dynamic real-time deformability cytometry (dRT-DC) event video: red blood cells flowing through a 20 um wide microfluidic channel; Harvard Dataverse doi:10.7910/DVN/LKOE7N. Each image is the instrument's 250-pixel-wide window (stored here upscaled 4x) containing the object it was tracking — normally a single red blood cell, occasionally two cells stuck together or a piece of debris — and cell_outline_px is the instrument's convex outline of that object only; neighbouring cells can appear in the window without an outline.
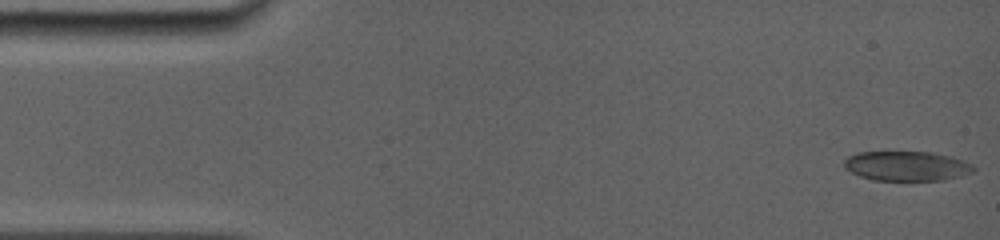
{"species": "common noctule bat (a hibernating species)", "species_latin": "Nyctalus noctula", "temperature_condition": "room temperature", "stored_images_in_passage": 40, "camera_frame_rate_fps": 5000, "um_per_image_px": 0.085, "animal": {"sex": "female", "body_mass_g": 19.0, "forearm_length_mm": 56.7}, "frame": {"image": 1, "passage_image": 1, "time_ms": 0.0, "image_size_px": [1000, 240], "cell_outline_px": [[976, 168], [972, 172], [960, 176], [944, 180], [872, 180], [860, 176], [844, 168], [844, 160], [848, 156], [860, 152], [932, 152], [952, 156], [964, 160], [972, 164]], "centroid_in_image_um": [77.09, 14.11], "position_along_channel_um": 7.9, "area_um2": 22.43}}
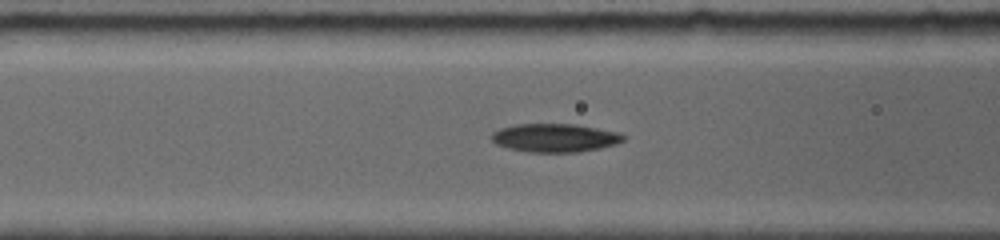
{"frame": {"image": 2, "passage_image": 29, "time_ms": 5.8, "image_size_px": [1000, 240], "cell_outline_px": [[628, 136], [624, 140], [616, 144], [600, 148], [580, 152], [528, 152], [508, 148], [496, 144], [492, 140], [492, 132], [500, 128], [512, 124], [576, 124], [620, 132]], "centroid_in_image_um": [47.2, 11.71], "position_along_channel_um": 119.4, "area_um2": 22.08}}
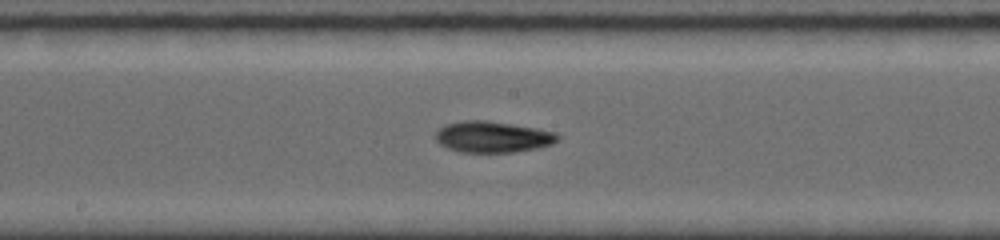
{"frame": {"image": 3, "passage_image": 40, "time_ms": 8.0, "image_size_px": [1000, 240], "cell_outline_px": [[560, 140], [552, 144], [536, 148], [512, 152], [460, 152], [448, 148], [440, 144], [436, 140], [436, 132], [444, 124], [464, 120], [484, 120], [512, 124], [536, 128], [556, 132], [560, 136]], "centroid_in_image_um": [41.88, 11.63], "position_along_channel_um": 206.3, "area_um2": 22.2}}